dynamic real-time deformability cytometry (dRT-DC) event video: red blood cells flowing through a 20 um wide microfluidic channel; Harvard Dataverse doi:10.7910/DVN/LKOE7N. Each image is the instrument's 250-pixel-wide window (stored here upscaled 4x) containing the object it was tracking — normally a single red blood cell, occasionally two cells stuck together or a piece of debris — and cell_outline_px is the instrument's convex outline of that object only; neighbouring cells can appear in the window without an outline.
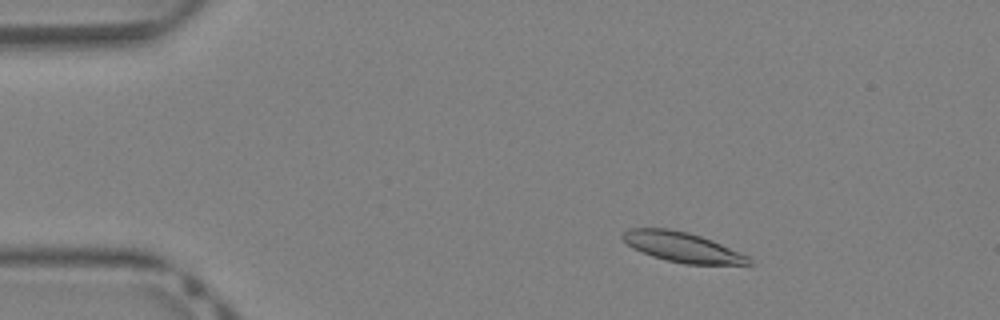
{"species": "Egyptian fruit bat (a non-hibernating species)", "species_latin": "Rousettus aegyptiacus", "temperature_condition": "warm", "stored_images_in_passage": 38, "camera_frame_rate_fps": 3000, "um_per_image_px": 0.085, "animal": {"sex": "female"}, "frame": {"image": 1, "passage_image": 4, "time_ms": 1.0, "image_size_px": [1000, 320], "cell_outline_px": [[756, 264], [684, 264], [652, 256], [632, 248], [620, 236], [628, 228], [668, 228], [688, 232], [712, 240], [748, 256]], "centroid_in_image_um": [57.98, 21.0], "position_along_channel_um": 27.0, "area_um2": 21.85}}
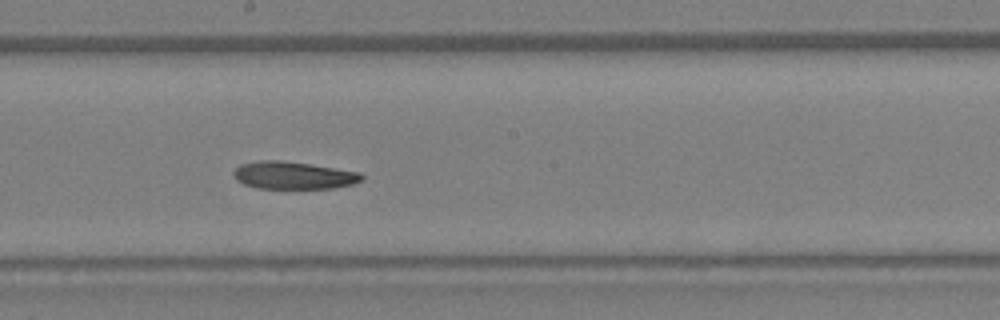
{"frame": {"image": 2, "passage_image": 20, "time_ms": 6.333, "image_size_px": [1000, 320], "cell_outline_px": [[364, 176], [360, 180], [352, 184], [332, 188], [256, 188], [244, 184], [236, 180], [232, 172], [240, 164], [260, 160], [280, 160], [308, 164], [360, 172]], "centroid_in_image_um": [24.89, 14.9], "position_along_channel_um": 223.3, "area_um2": 20.35}}
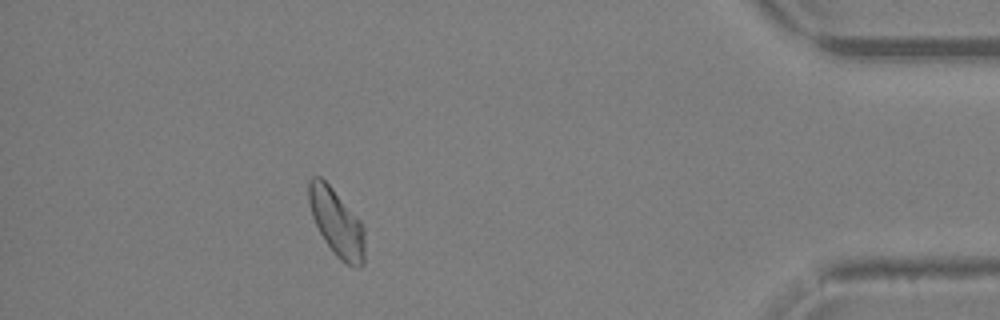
{"frame": {"image": 3, "passage_image": 34, "time_ms": 11.0, "image_size_px": [1000, 320], "cell_outline_px": [[364, 264], [360, 268], [348, 264], [340, 260], [336, 256], [324, 240], [312, 216], [308, 200], [308, 180], [312, 176], [320, 176], [332, 188], [364, 224]], "centroid_in_image_um": [28.62, 18.92], "position_along_channel_um": 406.6, "area_um2": 21.91}}